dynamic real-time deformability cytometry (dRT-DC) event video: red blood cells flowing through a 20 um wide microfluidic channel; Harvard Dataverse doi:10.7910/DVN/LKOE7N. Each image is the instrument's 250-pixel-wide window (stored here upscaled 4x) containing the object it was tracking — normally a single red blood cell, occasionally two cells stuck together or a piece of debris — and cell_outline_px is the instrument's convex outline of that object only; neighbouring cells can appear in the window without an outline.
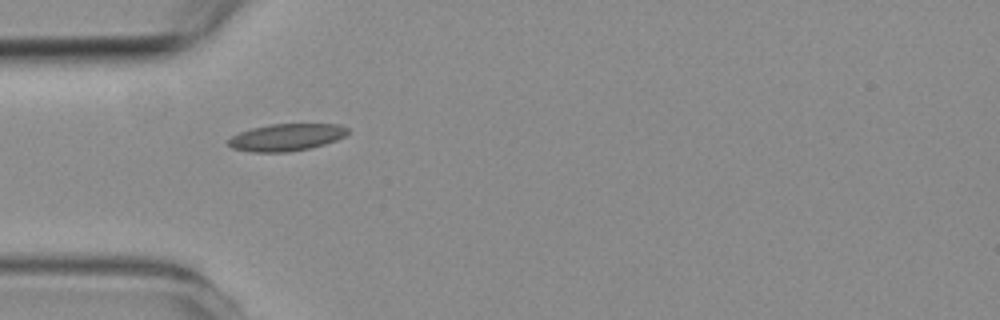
{"species": "common noctule bat (a hibernating species)", "species_latin": "Nyctalus noctula", "temperature_condition": "room temperature", "stored_images_in_passage": 5, "camera_frame_rate_fps": 3000, "um_per_image_px": 0.085, "animal": {"sex": "female", "body_mass_g": 19.3, "forearm_length_mm": 54.1}, "frame": {"image": 1, "passage_image": 4, "time_ms": 4.333, "image_size_px": [1000, 320], "cell_outline_px": [[348, 132], [344, 136], [336, 140], [324, 144], [308, 148], [288, 152], [252, 152], [232, 148], [228, 144], [228, 140], [232, 136], [240, 132], [252, 128], [272, 124], [336, 124], [348, 128]], "centroid_in_image_um": [24.32, 11.67], "position_along_channel_um": 60.7, "area_um2": 18.67}}
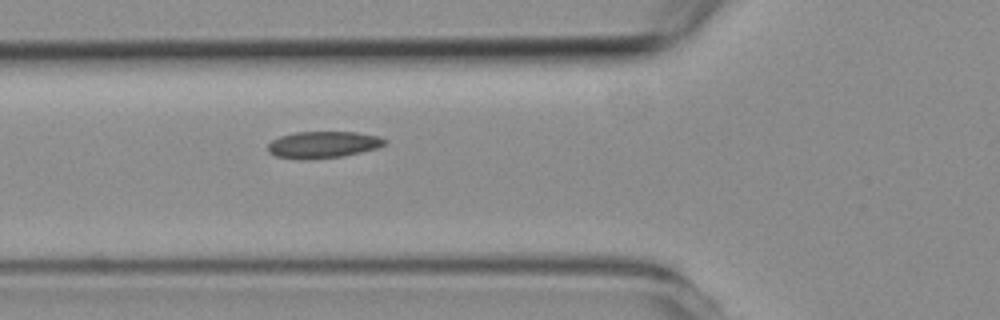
{"frame": {"image": 2, "passage_image": 5, "time_ms": 5.333, "image_size_px": [1000, 320], "cell_outline_px": [[388, 140], [384, 144], [376, 148], [360, 152], [340, 156], [308, 160], [304, 160], [276, 156], [268, 152], [268, 144], [272, 140], [280, 136], [296, 132], [356, 132], [380, 136]], "centroid_in_image_um": [27.44, 12.29], "position_along_channel_um": 98.4, "area_um2": 18.15}}